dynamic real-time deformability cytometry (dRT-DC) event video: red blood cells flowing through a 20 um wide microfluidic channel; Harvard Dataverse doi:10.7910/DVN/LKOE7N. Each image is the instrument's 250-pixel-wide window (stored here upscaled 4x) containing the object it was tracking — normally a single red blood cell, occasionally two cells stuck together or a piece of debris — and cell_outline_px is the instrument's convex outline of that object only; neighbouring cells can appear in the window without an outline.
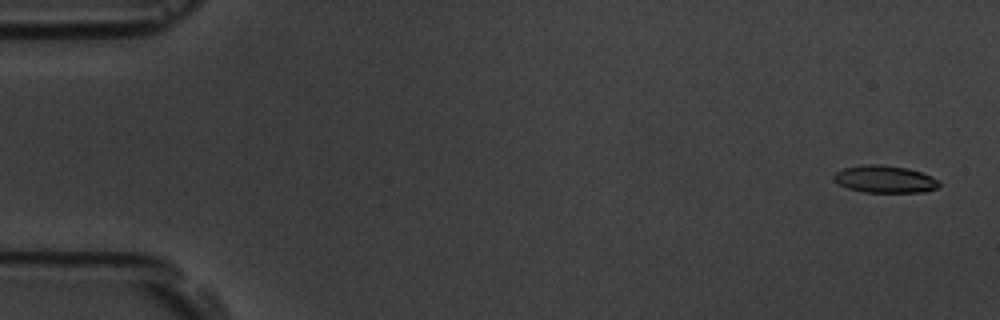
{"species": "common noctule bat (a hibernating species)", "species_latin": "Nyctalus noctula", "temperature_condition": "room temperature", "stored_images_in_passage": 5, "camera_frame_rate_fps": 3000, "um_per_image_px": 0.085, "animal": {"sex": "male", "body_mass_g": 19.5, "forearm_length_mm": 54.6}, "frame": {"image": 1, "passage_image": 1, "time_ms": 0.0, "image_size_px": [1000, 320], "cell_outline_px": [[940, 184], [936, 188], [924, 192], [864, 192], [848, 188], [832, 180], [832, 176], [836, 172], [844, 168], [864, 164], [880, 164], [908, 168], [920, 172], [940, 180]], "centroid_in_image_um": [75.2, 15.22], "position_along_channel_um": 9.8, "area_um2": 16.76}}
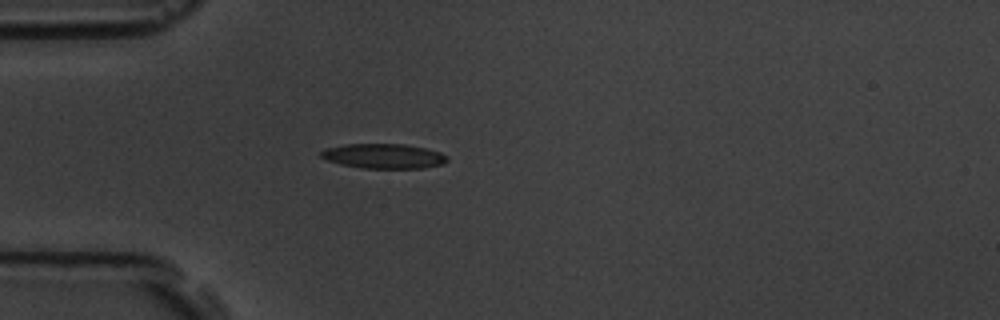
{"frame": {"image": 2, "passage_image": 5, "time_ms": 4.667, "image_size_px": [1000, 320], "cell_outline_px": [[448, 160], [444, 164], [424, 168], [360, 168], [340, 164], [328, 160], [320, 156], [320, 152], [328, 148], [348, 144], [404, 144], [424, 148], [440, 152], [448, 156]], "centroid_in_image_um": [32.65, 13.27], "position_along_channel_um": 52.3, "area_um2": 18.15}}